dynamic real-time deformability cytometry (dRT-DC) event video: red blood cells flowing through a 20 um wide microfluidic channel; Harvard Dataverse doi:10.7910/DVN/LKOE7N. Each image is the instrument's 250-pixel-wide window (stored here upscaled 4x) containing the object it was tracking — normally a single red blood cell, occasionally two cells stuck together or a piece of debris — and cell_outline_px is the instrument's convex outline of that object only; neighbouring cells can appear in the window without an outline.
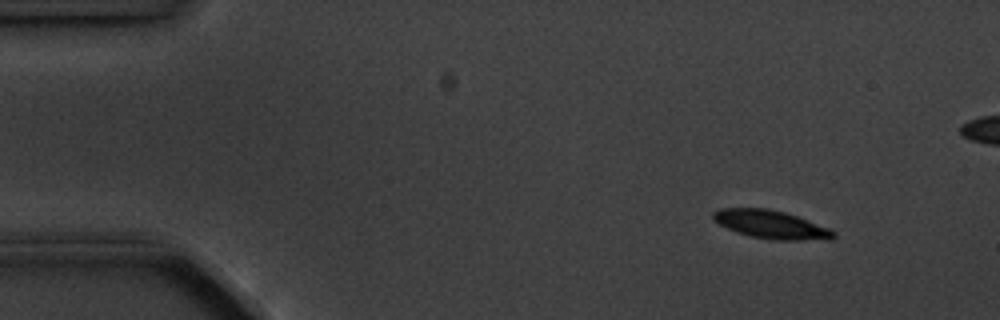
{"species": "common noctule bat (a hibernating species)", "species_latin": "Nyctalus noctula", "temperature_condition": "cold", "stored_images_in_passage": 3, "camera_frame_rate_fps": 3000, "um_per_image_px": 0.085, "animal": {"sex": "male", "body_mass_g": 20.1, "forearm_length_mm": 53.5}, "frame": {"image": 1, "passage_image": 1, "time_ms": 0.0, "image_size_px": [1000, 320], "cell_outline_px": [[836, 236], [832, 240], [776, 240], [752, 236], [736, 232], [712, 220], [712, 212], [720, 208], [764, 208], [784, 212], [796, 216], [828, 228], [836, 232]], "centroid_in_image_um": [65.54, 19.09], "position_along_channel_um": 19.5, "area_um2": 19.71}}